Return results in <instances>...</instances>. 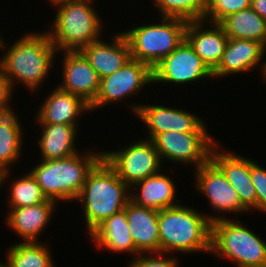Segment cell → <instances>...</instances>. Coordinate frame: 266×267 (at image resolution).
Masks as SVG:
<instances>
[{"label":"cell","mask_w":266,"mask_h":267,"mask_svg":"<svg viewBox=\"0 0 266 267\" xmlns=\"http://www.w3.org/2000/svg\"><path fill=\"white\" fill-rule=\"evenodd\" d=\"M38 126L43 131L37 139L42 160L66 158L79 152L75 145L78 126L50 123H40Z\"/></svg>","instance_id":"obj_24"},{"label":"cell","mask_w":266,"mask_h":267,"mask_svg":"<svg viewBox=\"0 0 266 267\" xmlns=\"http://www.w3.org/2000/svg\"><path fill=\"white\" fill-rule=\"evenodd\" d=\"M57 53L47 31L26 33L1 55L0 71L13 89L21 82L31 92L36 91L53 69Z\"/></svg>","instance_id":"obj_2"},{"label":"cell","mask_w":266,"mask_h":267,"mask_svg":"<svg viewBox=\"0 0 266 267\" xmlns=\"http://www.w3.org/2000/svg\"><path fill=\"white\" fill-rule=\"evenodd\" d=\"M218 146L217 143L213 147L211 160L222 170L230 185L236 190L241 204L248 211L257 209L256 190L251 178V159Z\"/></svg>","instance_id":"obj_14"},{"label":"cell","mask_w":266,"mask_h":267,"mask_svg":"<svg viewBox=\"0 0 266 267\" xmlns=\"http://www.w3.org/2000/svg\"><path fill=\"white\" fill-rule=\"evenodd\" d=\"M266 62V61H265ZM263 77V80L265 81V83H266V64H265V70H264V73H263V75H262Z\"/></svg>","instance_id":"obj_37"},{"label":"cell","mask_w":266,"mask_h":267,"mask_svg":"<svg viewBox=\"0 0 266 267\" xmlns=\"http://www.w3.org/2000/svg\"><path fill=\"white\" fill-rule=\"evenodd\" d=\"M153 142L161 161L192 164L195 170L211 159V151L218 143L208 132L176 131L159 134Z\"/></svg>","instance_id":"obj_9"},{"label":"cell","mask_w":266,"mask_h":267,"mask_svg":"<svg viewBox=\"0 0 266 267\" xmlns=\"http://www.w3.org/2000/svg\"><path fill=\"white\" fill-rule=\"evenodd\" d=\"M182 204L158 211L160 252L210 253L211 222L224 217Z\"/></svg>","instance_id":"obj_1"},{"label":"cell","mask_w":266,"mask_h":267,"mask_svg":"<svg viewBox=\"0 0 266 267\" xmlns=\"http://www.w3.org/2000/svg\"><path fill=\"white\" fill-rule=\"evenodd\" d=\"M132 112L146 124L147 139L169 132H208L206 124L197 115L187 110L167 107L166 105L136 104L130 105Z\"/></svg>","instance_id":"obj_12"},{"label":"cell","mask_w":266,"mask_h":267,"mask_svg":"<svg viewBox=\"0 0 266 267\" xmlns=\"http://www.w3.org/2000/svg\"><path fill=\"white\" fill-rule=\"evenodd\" d=\"M220 25L228 38L253 40L266 46V20L251 7L229 15Z\"/></svg>","instance_id":"obj_26"},{"label":"cell","mask_w":266,"mask_h":267,"mask_svg":"<svg viewBox=\"0 0 266 267\" xmlns=\"http://www.w3.org/2000/svg\"><path fill=\"white\" fill-rule=\"evenodd\" d=\"M130 187L102 157L89 171L77 201L82 205L87 232L114 213L125 209L130 201Z\"/></svg>","instance_id":"obj_3"},{"label":"cell","mask_w":266,"mask_h":267,"mask_svg":"<svg viewBox=\"0 0 266 267\" xmlns=\"http://www.w3.org/2000/svg\"><path fill=\"white\" fill-rule=\"evenodd\" d=\"M11 172V170L9 171H4L2 169H0V188L2 187V185L4 183H6V181H8V176H9V173ZM7 179V180H6ZM6 180V181H5Z\"/></svg>","instance_id":"obj_35"},{"label":"cell","mask_w":266,"mask_h":267,"mask_svg":"<svg viewBox=\"0 0 266 267\" xmlns=\"http://www.w3.org/2000/svg\"><path fill=\"white\" fill-rule=\"evenodd\" d=\"M48 1H50L51 4H54L56 2L63 1V0H48Z\"/></svg>","instance_id":"obj_38"},{"label":"cell","mask_w":266,"mask_h":267,"mask_svg":"<svg viewBox=\"0 0 266 267\" xmlns=\"http://www.w3.org/2000/svg\"><path fill=\"white\" fill-rule=\"evenodd\" d=\"M89 235L99 250L128 253L134 258L141 254L133 242L125 209L104 220Z\"/></svg>","instance_id":"obj_21"},{"label":"cell","mask_w":266,"mask_h":267,"mask_svg":"<svg viewBox=\"0 0 266 267\" xmlns=\"http://www.w3.org/2000/svg\"><path fill=\"white\" fill-rule=\"evenodd\" d=\"M266 46L253 40L228 38V43L223 53L222 60L218 67L213 71V79L221 77L236 76L238 73L252 71L259 66L262 75L265 70L266 62L264 56ZM260 63V64H259Z\"/></svg>","instance_id":"obj_16"},{"label":"cell","mask_w":266,"mask_h":267,"mask_svg":"<svg viewBox=\"0 0 266 267\" xmlns=\"http://www.w3.org/2000/svg\"><path fill=\"white\" fill-rule=\"evenodd\" d=\"M62 80L58 87L61 90L78 95L89 105L95 100L99 88L100 78L91 67L81 51L62 52Z\"/></svg>","instance_id":"obj_15"},{"label":"cell","mask_w":266,"mask_h":267,"mask_svg":"<svg viewBox=\"0 0 266 267\" xmlns=\"http://www.w3.org/2000/svg\"><path fill=\"white\" fill-rule=\"evenodd\" d=\"M210 254L232 260L237 267L266 266L265 241L237 219L211 222Z\"/></svg>","instance_id":"obj_6"},{"label":"cell","mask_w":266,"mask_h":267,"mask_svg":"<svg viewBox=\"0 0 266 267\" xmlns=\"http://www.w3.org/2000/svg\"><path fill=\"white\" fill-rule=\"evenodd\" d=\"M208 77L213 79V72L186 39L153 68L154 84L184 85Z\"/></svg>","instance_id":"obj_11"},{"label":"cell","mask_w":266,"mask_h":267,"mask_svg":"<svg viewBox=\"0 0 266 267\" xmlns=\"http://www.w3.org/2000/svg\"><path fill=\"white\" fill-rule=\"evenodd\" d=\"M55 87L39 107L35 122L79 126V116L90 112V105L80 96Z\"/></svg>","instance_id":"obj_18"},{"label":"cell","mask_w":266,"mask_h":267,"mask_svg":"<svg viewBox=\"0 0 266 267\" xmlns=\"http://www.w3.org/2000/svg\"><path fill=\"white\" fill-rule=\"evenodd\" d=\"M132 143L115 151H102V157L129 187L162 170V161L153 140L139 139Z\"/></svg>","instance_id":"obj_8"},{"label":"cell","mask_w":266,"mask_h":267,"mask_svg":"<svg viewBox=\"0 0 266 267\" xmlns=\"http://www.w3.org/2000/svg\"><path fill=\"white\" fill-rule=\"evenodd\" d=\"M130 232L137 250L160 252L158 211L129 201L125 206Z\"/></svg>","instance_id":"obj_22"},{"label":"cell","mask_w":266,"mask_h":267,"mask_svg":"<svg viewBox=\"0 0 266 267\" xmlns=\"http://www.w3.org/2000/svg\"><path fill=\"white\" fill-rule=\"evenodd\" d=\"M3 37H1L0 36V51H1V49H4L5 48V50H6V44H5V42H4V39H2ZM3 47V48H2Z\"/></svg>","instance_id":"obj_36"},{"label":"cell","mask_w":266,"mask_h":267,"mask_svg":"<svg viewBox=\"0 0 266 267\" xmlns=\"http://www.w3.org/2000/svg\"><path fill=\"white\" fill-rule=\"evenodd\" d=\"M195 188L209 199L210 208L215 213H248L241 204L239 195L230 185L222 170L210 159L195 170Z\"/></svg>","instance_id":"obj_13"},{"label":"cell","mask_w":266,"mask_h":267,"mask_svg":"<svg viewBox=\"0 0 266 267\" xmlns=\"http://www.w3.org/2000/svg\"><path fill=\"white\" fill-rule=\"evenodd\" d=\"M101 158L102 152L87 149L84 153L80 151L66 158L41 159L29 172L47 199L68 203L76 201L89 171Z\"/></svg>","instance_id":"obj_4"},{"label":"cell","mask_w":266,"mask_h":267,"mask_svg":"<svg viewBox=\"0 0 266 267\" xmlns=\"http://www.w3.org/2000/svg\"><path fill=\"white\" fill-rule=\"evenodd\" d=\"M250 7L266 20V0H251Z\"/></svg>","instance_id":"obj_34"},{"label":"cell","mask_w":266,"mask_h":267,"mask_svg":"<svg viewBox=\"0 0 266 267\" xmlns=\"http://www.w3.org/2000/svg\"><path fill=\"white\" fill-rule=\"evenodd\" d=\"M12 181L7 197L9 208L34 206L48 200L29 171Z\"/></svg>","instance_id":"obj_28"},{"label":"cell","mask_w":266,"mask_h":267,"mask_svg":"<svg viewBox=\"0 0 266 267\" xmlns=\"http://www.w3.org/2000/svg\"><path fill=\"white\" fill-rule=\"evenodd\" d=\"M14 111L0 115V169L12 170L21 157L23 127Z\"/></svg>","instance_id":"obj_25"},{"label":"cell","mask_w":266,"mask_h":267,"mask_svg":"<svg viewBox=\"0 0 266 267\" xmlns=\"http://www.w3.org/2000/svg\"><path fill=\"white\" fill-rule=\"evenodd\" d=\"M153 84V69L131 58L119 70L100 79V88L90 110L101 109L112 102L122 101L140 93L145 85ZM126 97V98H125Z\"/></svg>","instance_id":"obj_10"},{"label":"cell","mask_w":266,"mask_h":267,"mask_svg":"<svg viewBox=\"0 0 266 267\" xmlns=\"http://www.w3.org/2000/svg\"><path fill=\"white\" fill-rule=\"evenodd\" d=\"M13 91L10 80L0 71V114L10 113L14 110L10 106Z\"/></svg>","instance_id":"obj_33"},{"label":"cell","mask_w":266,"mask_h":267,"mask_svg":"<svg viewBox=\"0 0 266 267\" xmlns=\"http://www.w3.org/2000/svg\"><path fill=\"white\" fill-rule=\"evenodd\" d=\"M164 254L165 253L161 252L139 254L135 258L133 257V259L131 260V262H129L127 267H179L178 265L179 261L177 260L178 258L173 257L172 254L171 256H169L170 257L169 258Z\"/></svg>","instance_id":"obj_31"},{"label":"cell","mask_w":266,"mask_h":267,"mask_svg":"<svg viewBox=\"0 0 266 267\" xmlns=\"http://www.w3.org/2000/svg\"><path fill=\"white\" fill-rule=\"evenodd\" d=\"M130 190L131 201L139 206L157 211L176 206L181 201L175 198L177 189L173 179L164 173L162 174V171L135 183L130 187Z\"/></svg>","instance_id":"obj_23"},{"label":"cell","mask_w":266,"mask_h":267,"mask_svg":"<svg viewBox=\"0 0 266 267\" xmlns=\"http://www.w3.org/2000/svg\"><path fill=\"white\" fill-rule=\"evenodd\" d=\"M110 42L100 39L81 50L100 79L113 74L131 59L130 46L122 32L114 34Z\"/></svg>","instance_id":"obj_19"},{"label":"cell","mask_w":266,"mask_h":267,"mask_svg":"<svg viewBox=\"0 0 266 267\" xmlns=\"http://www.w3.org/2000/svg\"><path fill=\"white\" fill-rule=\"evenodd\" d=\"M252 184L256 190L257 210L266 213V170L251 160Z\"/></svg>","instance_id":"obj_32"},{"label":"cell","mask_w":266,"mask_h":267,"mask_svg":"<svg viewBox=\"0 0 266 267\" xmlns=\"http://www.w3.org/2000/svg\"><path fill=\"white\" fill-rule=\"evenodd\" d=\"M251 0H206L204 20L220 24L226 17L250 8Z\"/></svg>","instance_id":"obj_30"},{"label":"cell","mask_w":266,"mask_h":267,"mask_svg":"<svg viewBox=\"0 0 266 267\" xmlns=\"http://www.w3.org/2000/svg\"><path fill=\"white\" fill-rule=\"evenodd\" d=\"M0 267H6L2 261H0Z\"/></svg>","instance_id":"obj_39"},{"label":"cell","mask_w":266,"mask_h":267,"mask_svg":"<svg viewBox=\"0 0 266 267\" xmlns=\"http://www.w3.org/2000/svg\"><path fill=\"white\" fill-rule=\"evenodd\" d=\"M93 1L63 0L52 4L57 8L56 16L47 32L57 52L81 51L102 39L104 24Z\"/></svg>","instance_id":"obj_5"},{"label":"cell","mask_w":266,"mask_h":267,"mask_svg":"<svg viewBox=\"0 0 266 267\" xmlns=\"http://www.w3.org/2000/svg\"><path fill=\"white\" fill-rule=\"evenodd\" d=\"M205 23L207 24L205 20L188 21L185 39L213 72L222 60L228 36L220 24L209 23L211 25L207 28Z\"/></svg>","instance_id":"obj_17"},{"label":"cell","mask_w":266,"mask_h":267,"mask_svg":"<svg viewBox=\"0 0 266 267\" xmlns=\"http://www.w3.org/2000/svg\"><path fill=\"white\" fill-rule=\"evenodd\" d=\"M161 17L180 18L186 21L204 20L206 0H154Z\"/></svg>","instance_id":"obj_29"},{"label":"cell","mask_w":266,"mask_h":267,"mask_svg":"<svg viewBox=\"0 0 266 267\" xmlns=\"http://www.w3.org/2000/svg\"><path fill=\"white\" fill-rule=\"evenodd\" d=\"M9 249V250H8ZM7 249L6 267H55L52 254L44 242H20Z\"/></svg>","instance_id":"obj_27"},{"label":"cell","mask_w":266,"mask_h":267,"mask_svg":"<svg viewBox=\"0 0 266 267\" xmlns=\"http://www.w3.org/2000/svg\"><path fill=\"white\" fill-rule=\"evenodd\" d=\"M162 22L138 25L122 33L125 35L131 58L149 65L152 69L185 39L188 21L162 17Z\"/></svg>","instance_id":"obj_7"},{"label":"cell","mask_w":266,"mask_h":267,"mask_svg":"<svg viewBox=\"0 0 266 267\" xmlns=\"http://www.w3.org/2000/svg\"><path fill=\"white\" fill-rule=\"evenodd\" d=\"M56 206L57 202L48 199L34 206L9 208L6 225L23 240L22 242H38L39 236L51 222Z\"/></svg>","instance_id":"obj_20"}]
</instances>
